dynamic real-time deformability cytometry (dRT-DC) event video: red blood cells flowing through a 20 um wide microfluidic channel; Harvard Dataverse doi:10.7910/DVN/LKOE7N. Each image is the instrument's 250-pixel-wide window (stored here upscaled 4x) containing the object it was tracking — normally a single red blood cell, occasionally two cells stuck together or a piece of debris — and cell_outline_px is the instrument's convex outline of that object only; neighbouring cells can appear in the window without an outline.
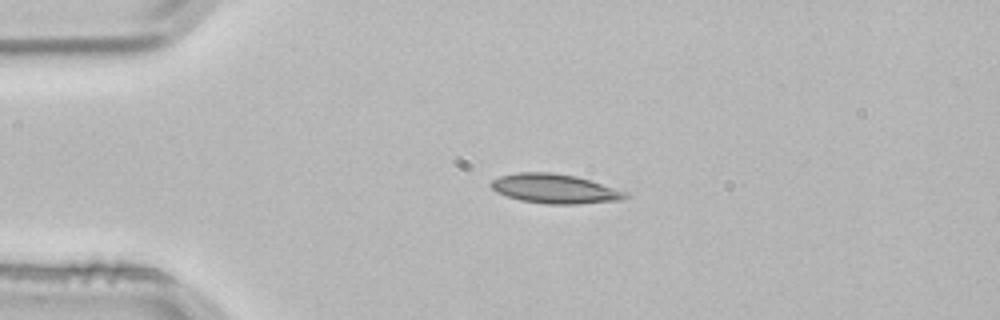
{"species": "common noctule bat (a hibernating species)", "species_latin": "Nyctalus noctula", "temperature_condition": "room temperature", "stored_images_in_passage": 2, "camera_frame_rate_fps": 3000, "um_per_image_px": 0.085, "animal": {"sex": "male", "body_mass_g": 21.5, "forearm_length_mm": 52.0}, "frame": {"image": 1, "passage_image": 1, "time_ms": 0.0, "image_size_px": [1000, 320], "cell_outline_px": [[632, 196], [620, 200], [576, 204], [548, 204], [520, 200], [496, 192], [488, 184], [492, 180], [500, 176], [516, 172], [552, 172], [576, 176], [628, 192]], "centroid_in_image_um": [47.16, 16.04], "position_along_channel_um": 37.8, "area_um2": 23.06}}